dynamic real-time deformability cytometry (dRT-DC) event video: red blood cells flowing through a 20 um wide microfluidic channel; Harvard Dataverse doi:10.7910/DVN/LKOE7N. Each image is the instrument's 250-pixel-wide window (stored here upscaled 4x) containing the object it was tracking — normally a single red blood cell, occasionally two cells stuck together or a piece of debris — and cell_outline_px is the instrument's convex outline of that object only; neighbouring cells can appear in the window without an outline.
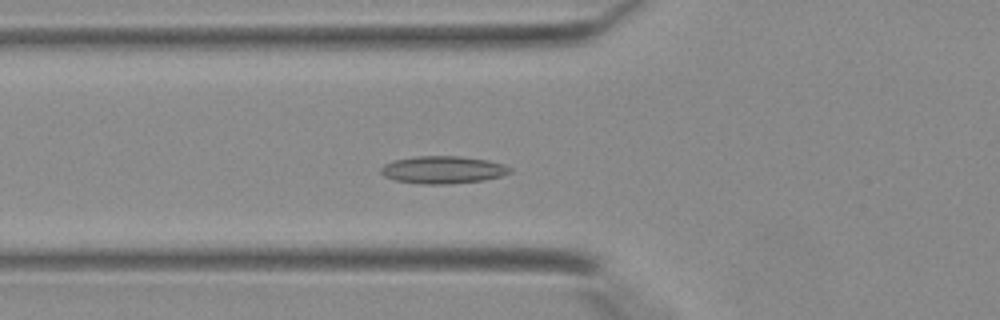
{"species": "Egyptian fruit bat (a non-hibernating species)", "species_latin": "Rousettus aegyptiacus", "temperature_condition": "warm", "stored_images_in_passage": 39, "camera_frame_rate_fps": 3000, "um_per_image_px": 0.085, "animal": {"sex": "female"}, "frame": {"image": 1, "passage_image": 13, "time_ms": 4.0, "image_size_px": [1000, 320], "cell_outline_px": [[512, 172], [500, 176], [484, 180], [448, 184], [420, 184], [396, 180], [384, 176], [380, 172], [380, 168], [384, 164], [396, 160], [416, 156], [460, 156], [488, 160], [504, 164], [512, 168]], "centroid_in_image_um": [37.66, 14.43], "position_along_channel_um": 88.1, "area_um2": 20.69}}
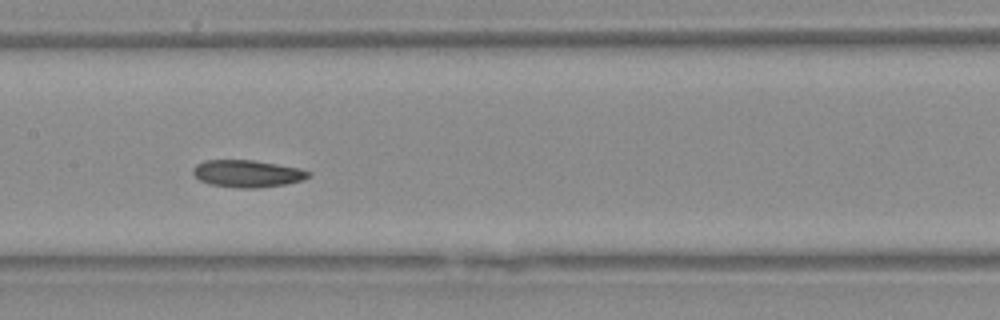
{"frame": {"image": 2, "passage_image": 19, "time_ms": 6.0, "image_size_px": [1000, 320], "cell_outline_px": [[312, 176], [304, 180], [284, 184], [260, 188], [240, 188], [208, 184], [200, 180], [192, 172], [192, 168], [196, 164], [204, 160], [252, 160], [300, 168], [312, 172]], "centroid_in_image_um": [21.04, 14.76], "position_along_channel_um": 186.4, "area_um2": 18.44}}
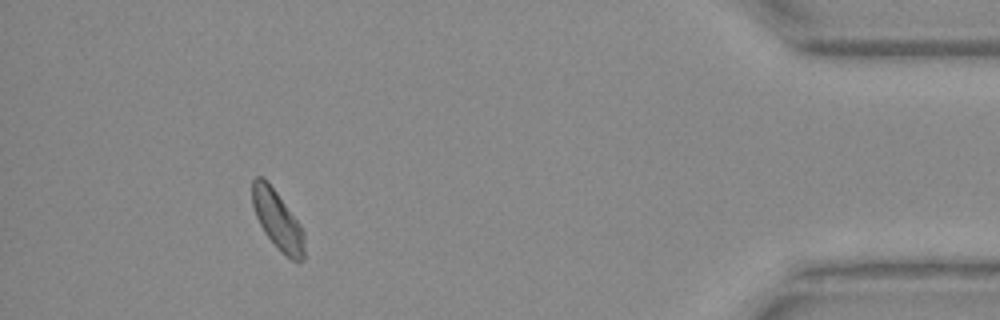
{"frame": {"image": 3, "passage_image": 36, "time_ms": 11.667, "image_size_px": [1000, 320], "cell_outline_px": [[304, 256], [300, 260], [292, 260], [264, 232], [256, 216], [252, 204], [252, 180], [256, 176], [264, 176], [300, 224], [304, 232]], "centroid_in_image_um": [23.57, 18.63], "position_along_channel_um": 411.6, "area_um2": 17.34}}